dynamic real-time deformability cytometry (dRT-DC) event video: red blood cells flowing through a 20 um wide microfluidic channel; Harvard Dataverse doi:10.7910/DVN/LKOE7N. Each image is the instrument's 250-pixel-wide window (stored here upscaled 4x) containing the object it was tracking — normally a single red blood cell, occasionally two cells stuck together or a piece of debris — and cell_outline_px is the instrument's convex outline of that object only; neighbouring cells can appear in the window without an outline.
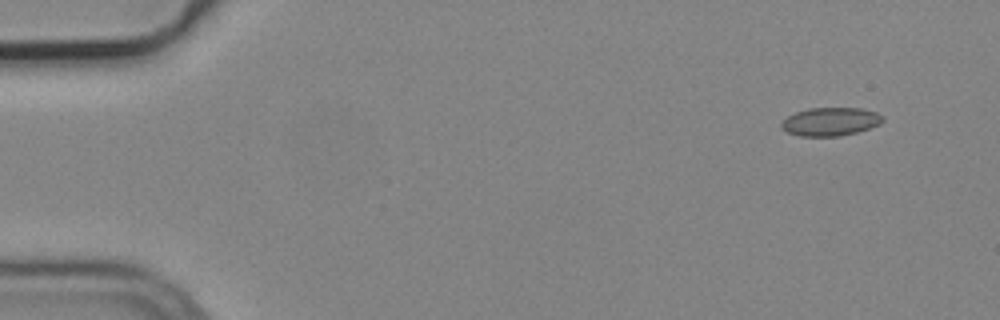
{"species": "common noctule bat (a hibernating species)", "species_latin": "Nyctalus noctula", "temperature_condition": "cold", "stored_images_in_passage": 4, "camera_frame_rate_fps": 3000, "um_per_image_px": 0.085, "animal": {"sex": "male", "body_mass_g": 19.2, "forearm_length_mm": 51.8}, "frame": {"image": 1, "passage_image": 1, "time_ms": 0.0, "image_size_px": [1000, 320], "cell_outline_px": [[884, 120], [880, 124], [856, 132], [840, 136], [800, 136], [788, 132], [780, 128], [780, 124], [788, 116], [796, 112], [808, 108], [860, 108], [876, 112], [884, 116]], "centroid_in_image_um": [70.59, 10.33], "position_along_channel_um": 14.4, "area_um2": 16.7}}
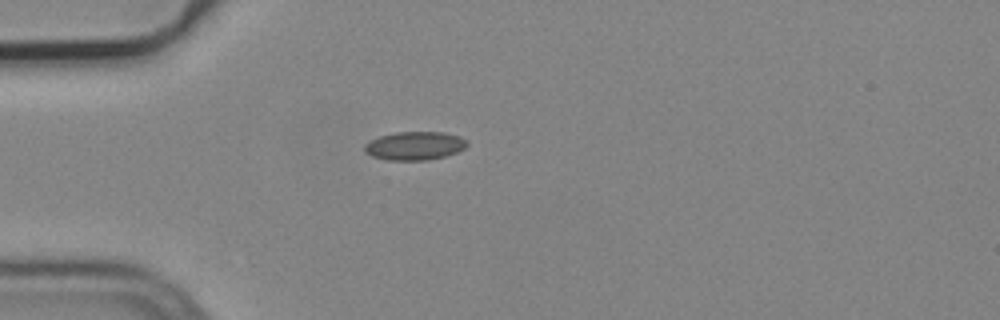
{"frame": {"image": 2, "passage_image": 4, "time_ms": 1.0, "image_size_px": [1000, 320], "cell_outline_px": [[468, 144], [464, 148], [456, 152], [444, 156], [428, 160], [388, 160], [372, 156], [364, 152], [364, 144], [380, 136], [396, 132], [444, 132], [460, 136], [468, 140]], "centroid_in_image_um": [35.26, 12.39], "position_along_channel_um": 49.7, "area_um2": 16.99}}